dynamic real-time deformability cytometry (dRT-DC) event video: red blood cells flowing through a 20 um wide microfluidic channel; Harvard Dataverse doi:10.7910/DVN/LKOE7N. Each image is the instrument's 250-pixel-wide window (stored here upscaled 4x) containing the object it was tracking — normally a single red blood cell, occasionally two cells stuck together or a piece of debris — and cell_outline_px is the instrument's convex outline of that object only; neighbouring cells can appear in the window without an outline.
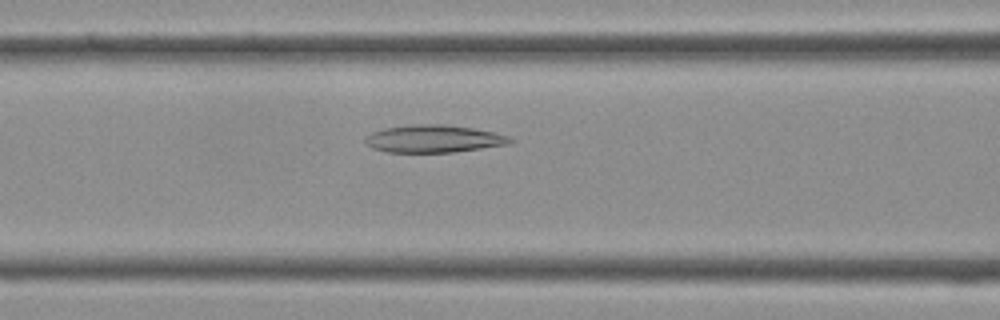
{"species": "Egyptian fruit bat (a non-hibernating species)", "species_latin": "Rousettus aegyptiacus", "temperature_condition": "cold", "stored_images_in_passage": 40, "camera_frame_rate_fps": 3000, "um_per_image_px": 0.085, "frame": {"image": 1, "passage_image": 16, "time_ms": 5.0, "image_size_px": [1000, 320], "cell_outline_px": [[516, 140], [508, 144], [452, 152], [388, 152], [372, 148], [364, 140], [364, 136], [372, 132], [384, 128], [412, 124], [448, 124], [472, 128], [512, 136]], "centroid_in_image_um": [36.87, 11.78], "position_along_channel_um": 129.7, "area_um2": 23.29}}
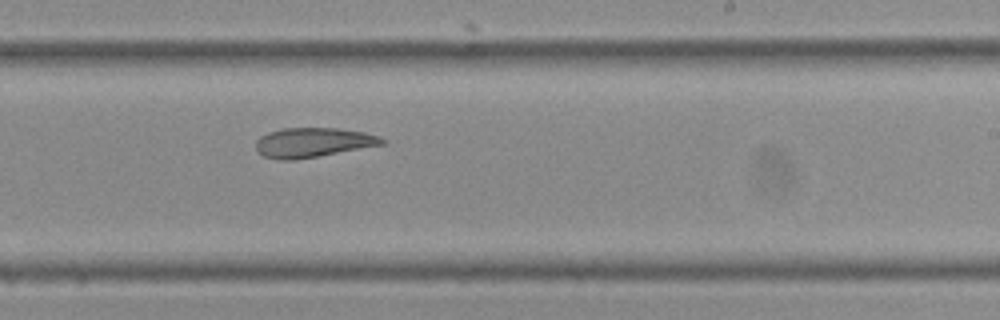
{"frame": {"image": 2, "passage_image": 24, "time_ms": 7.667, "image_size_px": [1000, 320], "cell_outline_px": [[388, 144], [296, 160], [276, 160], [264, 156], [256, 152], [256, 140], [260, 136], [268, 132], [284, 128], [336, 128], [364, 132], [388, 140]], "centroid_in_image_um": [26.61, 12.12], "position_along_channel_um": 262.4, "area_um2": 22.02}}
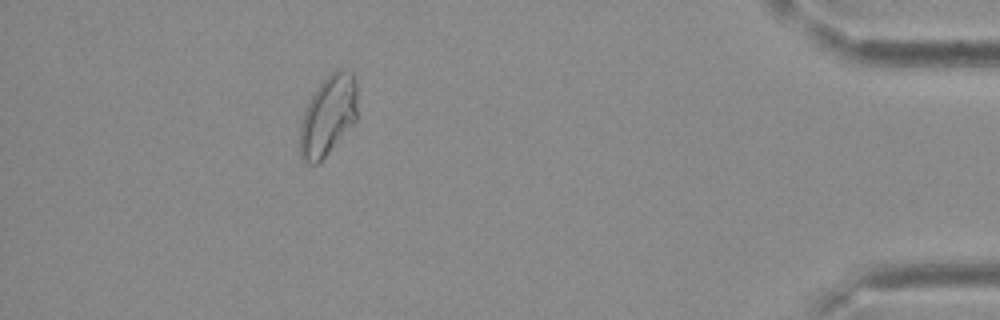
{"frame": {"image": 3, "passage_image": 36, "time_ms": 11.667, "image_size_px": [1000, 320], "cell_outline_px": [[356, 120], [328, 152], [316, 164], [304, 164], [300, 160], [300, 124], [304, 112], [316, 88], [336, 68], [344, 68], [352, 72], [356, 84]], "centroid_in_image_um": [27.87, 9.82], "position_along_channel_um": 407.3, "area_um2": 26.53}}